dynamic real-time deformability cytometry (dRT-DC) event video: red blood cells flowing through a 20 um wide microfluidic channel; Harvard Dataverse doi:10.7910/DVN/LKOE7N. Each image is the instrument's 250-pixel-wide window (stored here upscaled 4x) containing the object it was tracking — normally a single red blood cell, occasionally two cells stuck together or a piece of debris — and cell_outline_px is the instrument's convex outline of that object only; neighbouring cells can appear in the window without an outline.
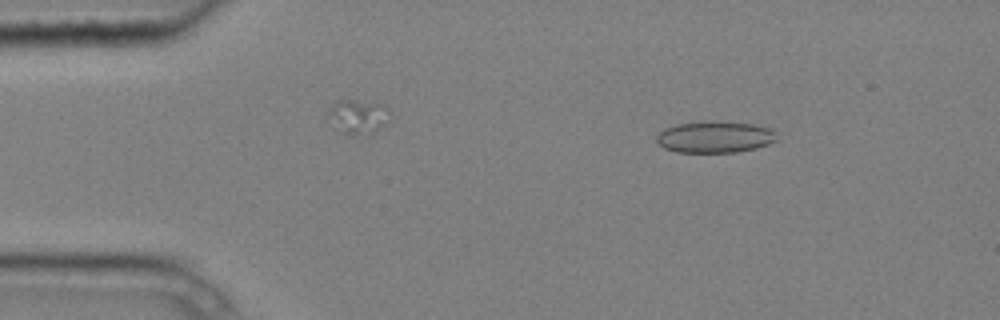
{"species": "common noctule bat (a hibernating species)", "species_latin": "Nyctalus noctula", "temperature_condition": "cold", "stored_images_in_passage": 4, "camera_frame_rate_fps": 3000, "um_per_image_px": 0.085, "animal": {"sex": "male", "body_mass_g": 20.4}, "frame": {"image": 1, "passage_image": 2, "time_ms": 0.333, "image_size_px": [1000, 320], "cell_outline_px": [[776, 140], [768, 144], [756, 148], [736, 152], [676, 152], [664, 148], [656, 140], [656, 136], [664, 128], [676, 124], [752, 124], [772, 128]], "centroid_in_image_um": [60.74, 11.7], "position_along_channel_um": 24.3, "area_um2": 21.04}}